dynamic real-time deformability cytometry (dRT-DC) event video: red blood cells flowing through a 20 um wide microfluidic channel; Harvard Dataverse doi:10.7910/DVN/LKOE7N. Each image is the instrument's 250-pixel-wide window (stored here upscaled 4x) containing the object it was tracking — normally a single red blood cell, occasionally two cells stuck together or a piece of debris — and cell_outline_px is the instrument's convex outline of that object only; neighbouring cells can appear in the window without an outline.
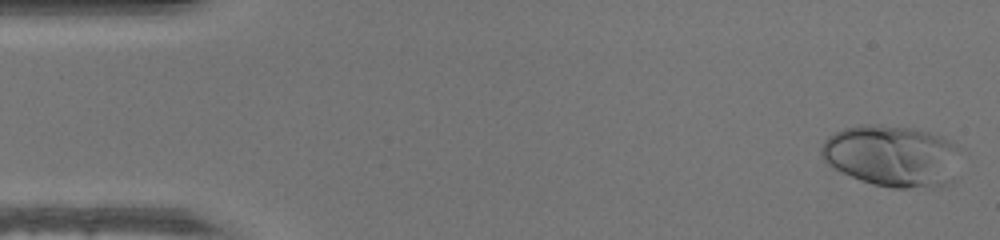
{"species": "human", "species_latin": "Homo sapiens", "temperature_condition": "warm", "stored_images_in_passage": 49, "camera_frame_rate_fps": 3000, "um_per_image_px": 0.085, "donor": {"sex": "male"}, "frame": {"image": 1, "passage_image": 2, "time_ms": 0.333, "image_size_px": [1000, 240], "cell_outline_px": [[956, 148], [928, 188], [892, 188], [872, 184], [860, 180], [832, 168], [820, 156], [820, 148], [824, 140], [828, 136], [844, 128], [860, 124], [880, 124], [912, 128], [928, 132], [940, 136], [956, 144]], "centroid_in_image_um": [75.45, 13.16], "position_along_channel_um": 9.6, "area_um2": 46.93}}
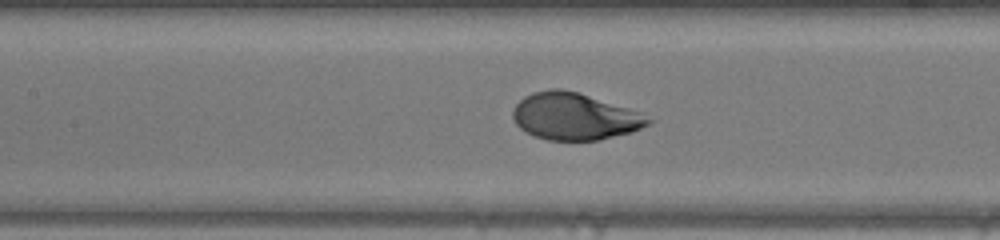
{"frame": {"image": 2, "passage_image": 22, "time_ms": 7.0, "image_size_px": [1000, 240], "cell_outline_px": [[652, 120], [648, 124], [632, 132], [600, 140], [548, 140], [524, 132], [516, 124], [512, 116], [512, 112], [516, 104], [524, 96], [532, 92], [552, 88], [560, 88], [576, 92], [628, 108], [640, 112]], "centroid_in_image_um": [48.8, 9.9], "position_along_channel_um": 158.6, "area_um2": 36.82}}
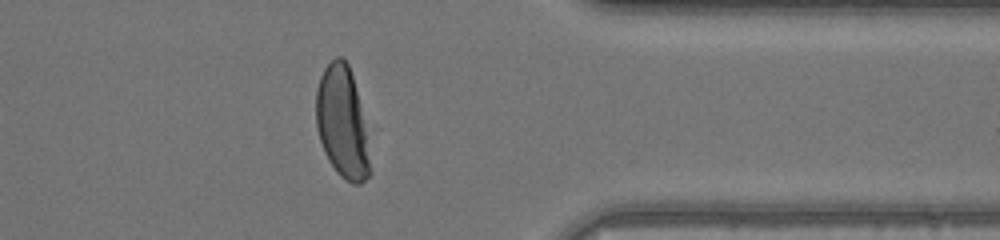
{"frame": {"image": 3, "passage_image": 39, "time_ms": 12.667, "image_size_px": [1000, 240], "cell_outline_px": [[372, 172], [360, 184], [352, 184], [340, 176], [336, 172], [328, 160], [324, 152], [316, 128], [316, 88], [320, 76], [324, 68], [336, 56], [340, 56], [348, 64], [352, 76], [356, 92]], "centroid_in_image_um": [29.04, 10.44], "position_along_channel_um": 382.4, "area_um2": 34.28}}